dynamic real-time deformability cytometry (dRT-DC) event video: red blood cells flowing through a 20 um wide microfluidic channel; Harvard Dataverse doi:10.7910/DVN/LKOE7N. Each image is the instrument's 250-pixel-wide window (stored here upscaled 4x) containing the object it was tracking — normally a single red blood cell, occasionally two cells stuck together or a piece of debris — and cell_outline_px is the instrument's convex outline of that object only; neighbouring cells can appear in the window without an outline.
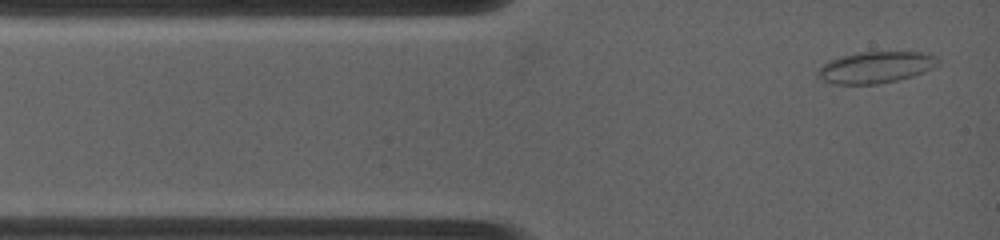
{"species": "common noctule bat (a hibernating species)", "species_latin": "Nyctalus noctula", "temperature_condition": "warm", "stored_images_in_passage": 59, "camera_frame_rate_fps": 4500, "um_per_image_px": 0.085, "animal": {"sex": "female", "body_mass_g": 19.0, "forearm_length_mm": 53.3}, "frame": {"image": 1, "passage_image": 2, "time_ms": 0.222, "image_size_px": [1000, 240], "cell_outline_px": [[940, 64], [932, 68], [912, 76], [896, 80], [876, 84], [832, 84], [816, 76], [816, 72], [828, 60], [840, 56], [860, 52], [928, 52], [936, 56], [940, 60]], "centroid_in_image_um": [74.44, 5.71], "position_along_channel_um": 10.6, "area_um2": 22.14}}
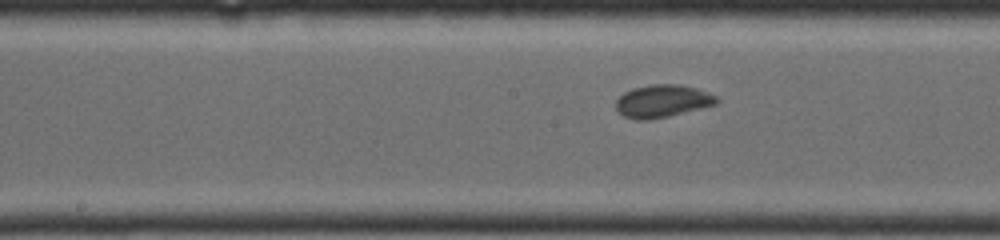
{"frame": {"image": 2, "passage_image": 27, "time_ms": 5.778, "image_size_px": [1000, 240], "cell_outline_px": [[720, 100], [716, 104], [668, 116], [648, 120], [636, 120], [624, 116], [616, 112], [616, 100], [624, 92], [632, 88], [652, 84], [676, 84], [696, 88], [716, 96]], "centroid_in_image_um": [56.26, 8.59], "position_along_channel_um": 191.9, "area_um2": 19.07}}
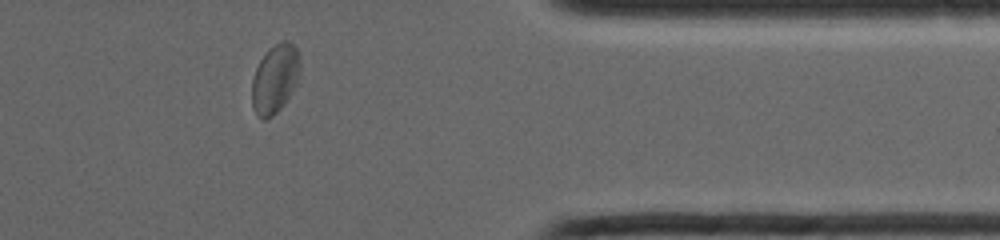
{"frame": {"image": 3, "passage_image": 52, "time_ms": 11.333, "image_size_px": [1000, 240], "cell_outline_px": [[300, 72], [296, 84], [292, 92], [284, 104], [272, 116], [264, 120], [260, 120], [256, 116], [252, 108], [252, 80], [256, 68], [260, 60], [268, 48], [280, 40], [288, 40], [296, 48], [300, 56]], "centroid_in_image_um": [23.37, 6.69], "position_along_channel_um": 388.0, "area_um2": 19.65}, "authors_computed_cell_mechanics": {"area_um2": 18.9584, "velocity_mm_per_s": 3.8658, "shape_relaxation_time_tau1_ms": 5.0072, "shape_relaxation_time_tau2_ms": null, "deformation_change_tau1": 0.1063, "deformation_change_tau2": null}}